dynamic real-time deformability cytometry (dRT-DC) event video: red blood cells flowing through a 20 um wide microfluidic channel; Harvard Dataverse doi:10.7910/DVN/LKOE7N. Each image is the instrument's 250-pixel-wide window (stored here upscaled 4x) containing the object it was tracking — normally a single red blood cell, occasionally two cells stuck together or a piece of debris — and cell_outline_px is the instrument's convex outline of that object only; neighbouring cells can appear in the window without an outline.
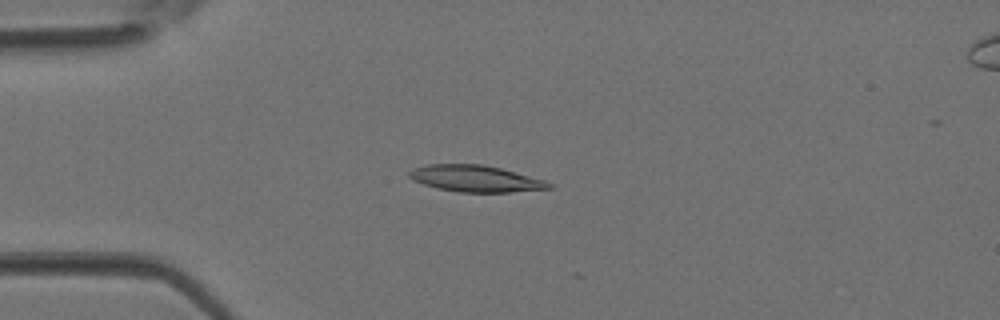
{"species": "Egyptian fruit bat (a non-hibernating species)", "species_latin": "Rousettus aegyptiacus", "temperature_condition": "room temperature", "stored_images_in_passage": 3, "camera_frame_rate_fps": 3000, "um_per_image_px": 0.085, "animal": {"sex": "female"}, "frame": {"image": 1, "passage_image": 2, "time_ms": 0.333, "image_size_px": [1000, 320], "cell_outline_px": [[552, 188], [508, 192], [460, 192], [436, 188], [412, 180], [408, 176], [408, 172], [412, 168], [424, 164], [484, 164], [500, 168], [544, 180], [552, 184]], "centroid_in_image_um": [40.35, 15.17], "position_along_channel_um": 44.6, "area_um2": 21.56}}
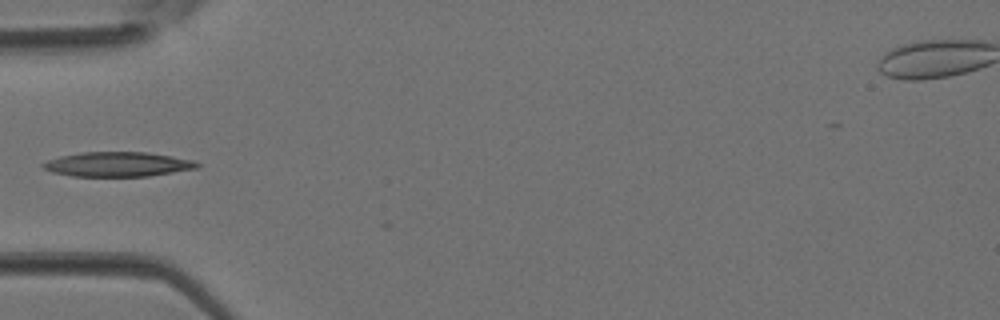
{"frame": {"image": 2, "passage_image": 3, "time_ms": 0.667, "image_size_px": [1000, 320], "cell_outline_px": [[200, 168], [148, 176], [72, 176], [52, 172], [44, 168], [40, 164], [48, 160], [60, 156], [80, 152], [148, 152], [196, 160], [200, 164]], "centroid_in_image_um": [10.05, 13.96], "position_along_channel_um": 75.0, "area_um2": 22.25}}